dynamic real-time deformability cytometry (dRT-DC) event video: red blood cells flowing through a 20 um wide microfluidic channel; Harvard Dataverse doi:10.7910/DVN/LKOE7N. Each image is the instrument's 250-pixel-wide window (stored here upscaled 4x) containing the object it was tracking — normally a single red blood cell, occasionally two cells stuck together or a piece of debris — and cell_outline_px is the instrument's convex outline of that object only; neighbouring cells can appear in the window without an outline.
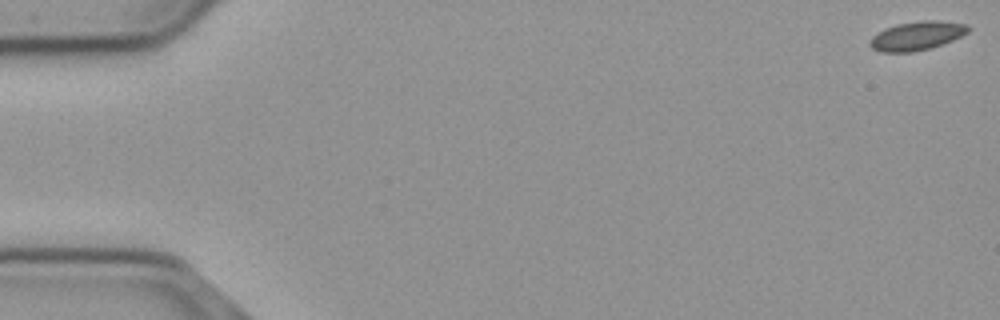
{"species": "common noctule bat (a hibernating species)", "species_latin": "Nyctalus noctula", "temperature_condition": "cold", "stored_images_in_passage": 56, "camera_frame_rate_fps": 3000, "um_per_image_px": 0.085, "animal": {"sex": "male", "body_mass_g": 23.1, "forearm_length_mm": 52.7}, "frame": {"image": 1, "passage_image": 1, "time_ms": 0.0, "image_size_px": [1000, 320], "cell_outline_px": [[972, 28], [968, 32], [952, 40], [928, 48], [912, 52], [880, 52], [872, 48], [868, 44], [868, 40], [876, 32], [884, 28], [896, 24], [924, 20], [936, 20], [968, 24]], "centroid_in_image_um": [77.89, 3.03], "position_along_channel_um": 7.1, "area_um2": 16.59}}
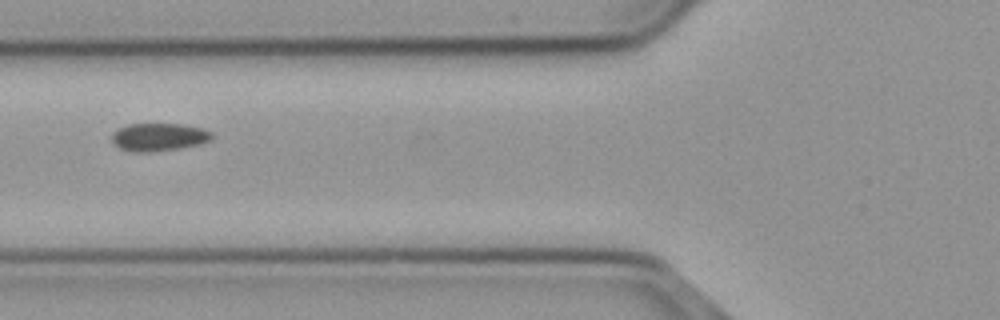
{"frame": {"image": 2, "passage_image": 22, "time_ms": 7.0, "image_size_px": [1000, 320], "cell_outline_px": [[212, 140], [200, 144], [180, 148], [148, 152], [136, 152], [120, 148], [112, 144], [112, 132], [128, 124], [180, 124], [204, 128], [212, 132]], "centroid_in_image_um": [13.51, 11.64], "position_along_channel_um": 112.3, "area_um2": 16.3}}
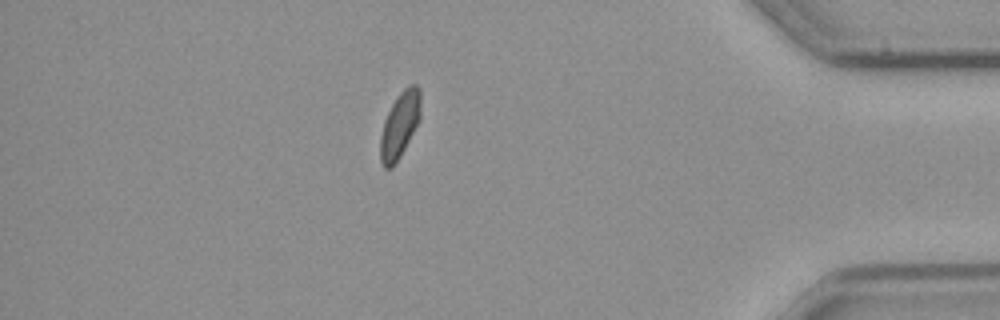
{"frame": {"image": 3, "passage_image": 49, "time_ms": 16.0, "image_size_px": [1000, 320], "cell_outline_px": [[420, 120], [400, 156], [392, 168], [384, 168], [380, 160], [380, 136], [384, 120], [392, 104], [400, 92], [408, 84], [416, 84], [420, 88]], "centroid_in_image_um": [33.98, 10.61], "position_along_channel_um": 401.2, "area_um2": 15.49}}